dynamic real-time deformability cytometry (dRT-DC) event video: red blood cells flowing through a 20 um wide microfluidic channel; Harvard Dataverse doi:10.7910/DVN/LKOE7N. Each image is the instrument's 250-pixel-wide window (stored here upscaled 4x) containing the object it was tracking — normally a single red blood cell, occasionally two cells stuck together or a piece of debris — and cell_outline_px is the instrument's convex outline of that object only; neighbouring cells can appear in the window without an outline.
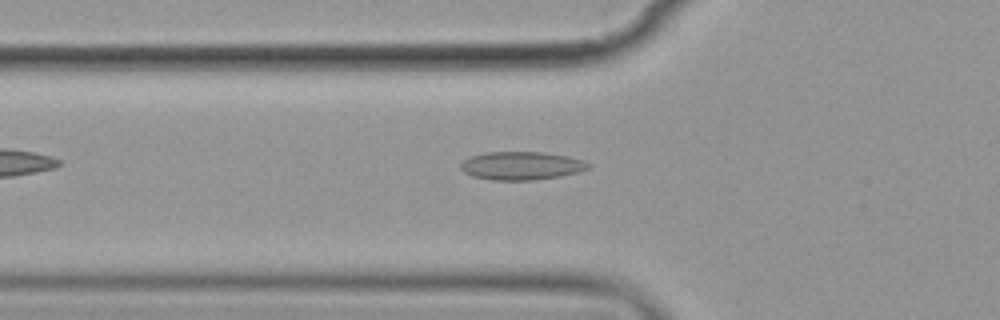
{"species": "common noctule bat (a hibernating species)", "species_latin": "Nyctalus noctula", "temperature_condition": "cold", "stored_images_in_passage": 5, "camera_frame_rate_fps": 3000, "um_per_image_px": 0.085, "animal": {"sex": "female", "body_mass_g": 19.9}, "frame": {"image": 1, "passage_image": 4, "time_ms": 3.667, "image_size_px": [1000, 320], "cell_outline_px": [[588, 168], [580, 172], [560, 176], [536, 180], [492, 180], [472, 176], [464, 172], [460, 168], [460, 164], [464, 160], [472, 156], [484, 152], [544, 152], [568, 156], [584, 160], [588, 164]], "centroid_in_image_um": [44.31, 14.09], "position_along_channel_um": 81.5, "area_um2": 21.04}}
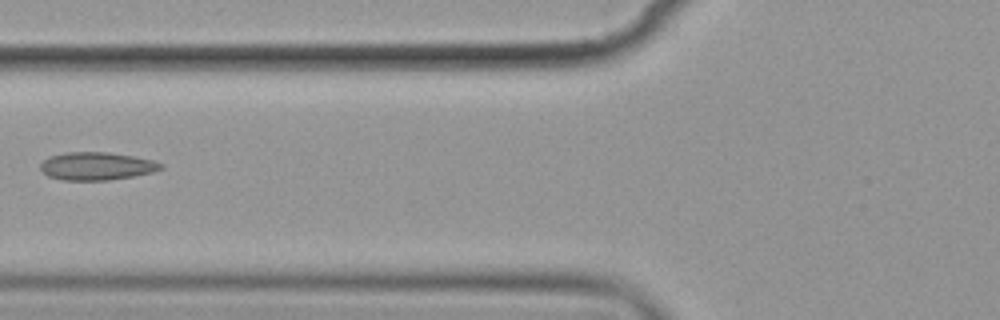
{"frame": {"image": 2, "passage_image": 5, "time_ms": 4.667, "image_size_px": [1000, 320], "cell_outline_px": [[164, 168], [152, 172], [132, 176], [108, 180], [64, 180], [48, 176], [40, 168], [40, 164], [48, 156], [64, 152], [108, 152], [136, 156], [152, 160], [164, 164]], "centroid_in_image_um": [8.22, 14.11], "position_along_channel_um": 117.6, "area_um2": 19.65}}